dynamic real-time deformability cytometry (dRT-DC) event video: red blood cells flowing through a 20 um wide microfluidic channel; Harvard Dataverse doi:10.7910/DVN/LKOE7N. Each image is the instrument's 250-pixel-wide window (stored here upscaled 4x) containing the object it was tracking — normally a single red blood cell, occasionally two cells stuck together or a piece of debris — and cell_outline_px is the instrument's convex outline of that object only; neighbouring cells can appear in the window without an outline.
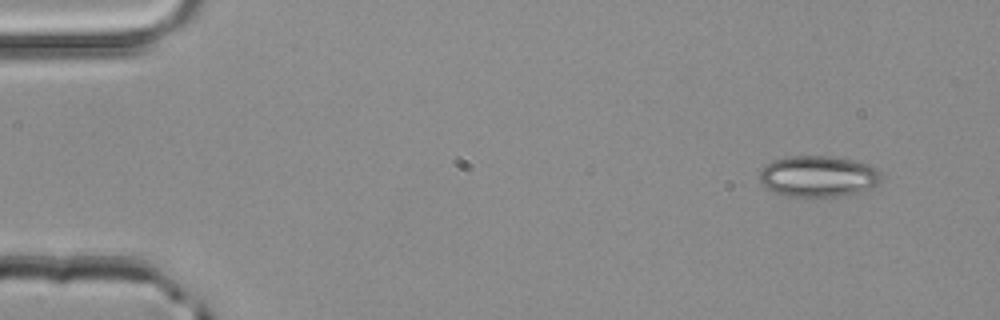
{"species": "common noctule bat (a hibernating species)", "species_latin": "Nyctalus noctula", "temperature_condition": "room temperature", "stored_images_in_passage": 3, "camera_frame_rate_fps": 3000, "um_per_image_px": 0.085, "animal": {"sex": "male", "body_mass_g": 20.4}, "frame": {"image": 1, "passage_image": 1, "time_ms": 0.0, "image_size_px": [1000, 320], "cell_outline_px": [[884, 176], [876, 184], [868, 188], [844, 196], [788, 196], [764, 188], [760, 184], [760, 172], [768, 164], [784, 156], [828, 156], [852, 160], [868, 164], [876, 168]], "centroid_in_image_um": [69.54, 14.98], "position_along_channel_um": 15.5, "area_um2": 28.96}}